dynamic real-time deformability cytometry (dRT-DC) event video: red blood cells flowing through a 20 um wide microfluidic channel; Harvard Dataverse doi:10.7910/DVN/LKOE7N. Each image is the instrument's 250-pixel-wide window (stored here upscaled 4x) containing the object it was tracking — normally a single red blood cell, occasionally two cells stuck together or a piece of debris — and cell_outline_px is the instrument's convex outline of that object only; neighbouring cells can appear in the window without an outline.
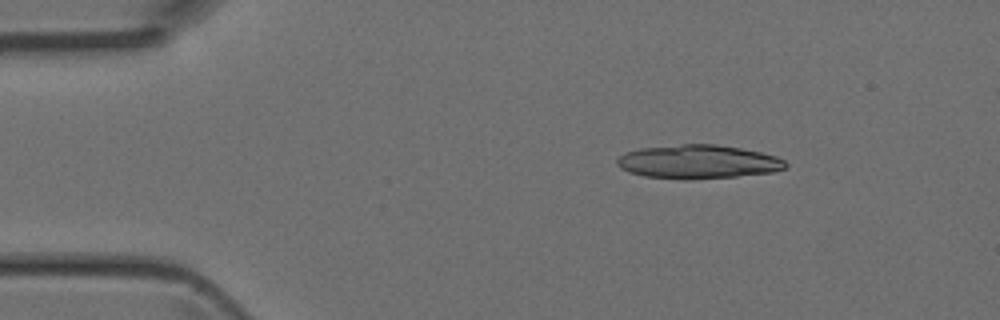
{"species": "Egyptian fruit bat (a non-hibernating species)", "species_latin": "Rousettus aegyptiacus", "temperature_condition": "room temperature", "stored_images_in_passage": 5, "segment_of_instrument_passage": [1, 2], "camera_frame_rate_fps": 3000, "um_per_image_px": 0.085, "animal": {"sex": "female"}, "frame": {"image": 1, "passage_image": 1, "time_ms": 0.0, "image_size_px": [1000, 320], "cell_outline_px": [[788, 168], [772, 172], [736, 176], [688, 180], [680, 180], [644, 176], [628, 172], [620, 168], [616, 164], [616, 160], [624, 152], [640, 148], [684, 144], [716, 144], [740, 148], [760, 152], [776, 156], [784, 160], [788, 164]], "centroid_in_image_um": [59.32, 13.76], "position_along_channel_um": 25.7, "area_um2": 33.41}}